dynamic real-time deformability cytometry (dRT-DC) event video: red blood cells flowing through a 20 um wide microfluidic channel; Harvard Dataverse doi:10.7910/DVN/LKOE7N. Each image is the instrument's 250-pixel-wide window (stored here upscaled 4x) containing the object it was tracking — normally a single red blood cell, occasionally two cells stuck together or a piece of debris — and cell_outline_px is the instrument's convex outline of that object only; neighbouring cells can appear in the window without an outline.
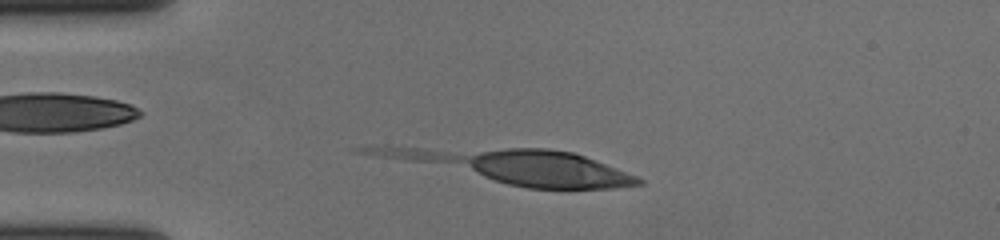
{"species": "human", "species_latin": "Homo sapiens", "temperature_condition": "cold", "stored_images_in_passage": 24, "camera_frame_rate_fps": 3000, "um_per_image_px": 0.085, "donor": {"sex": "female"}, "frame": {"image": 1, "passage_image": 8, "time_ms": 2.333, "image_size_px": [1000, 240], "cell_outline_px": [[644, 184], [616, 188], [528, 188], [508, 184], [352, 152], [352, 148], [360, 144], [388, 144], [548, 148], [572, 152], [584, 156], [636, 176], [644, 180]], "centroid_in_image_um": [43.25, 14.02], "position_along_channel_um": 41.8, "area_um2": 55.03}}
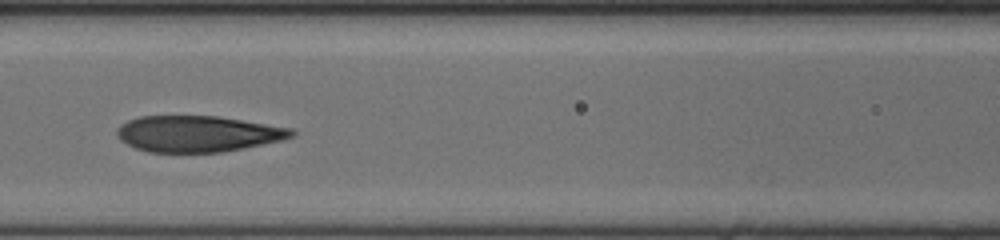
{"frame": {"image": 2, "passage_image": 20, "time_ms": 6.333, "image_size_px": [1000, 240], "cell_outline_px": [[296, 136], [280, 140], [244, 148], [220, 152], [148, 152], [136, 148], [120, 140], [116, 136], [116, 128], [120, 124], [128, 120], [140, 116], [216, 116], [292, 128], [296, 132]], "centroid_in_image_um": [16.78, 11.37], "position_along_channel_um": 149.8, "area_um2": 36.76}}
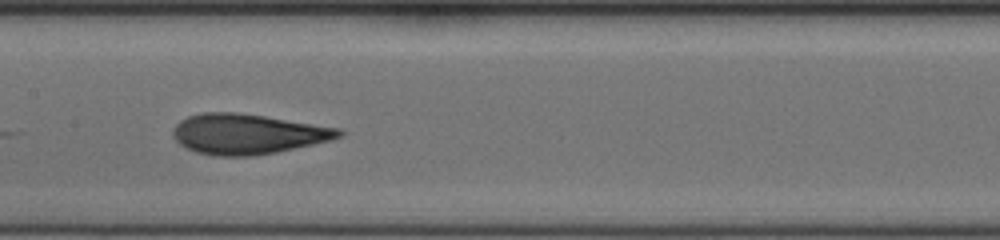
{"frame": {"image": 3, "passage_image": 23, "time_ms": 7.333, "image_size_px": [1000, 240], "cell_outline_px": [[344, 136], [332, 140], [276, 152], [252, 156], [216, 156], [196, 152], [180, 144], [172, 136], [172, 128], [180, 120], [188, 116], [200, 112], [236, 112], [264, 116], [340, 128], [344, 132]], "centroid_in_image_um": [21.03, 11.38], "position_along_channel_um": 186.4, "area_um2": 38.96}}